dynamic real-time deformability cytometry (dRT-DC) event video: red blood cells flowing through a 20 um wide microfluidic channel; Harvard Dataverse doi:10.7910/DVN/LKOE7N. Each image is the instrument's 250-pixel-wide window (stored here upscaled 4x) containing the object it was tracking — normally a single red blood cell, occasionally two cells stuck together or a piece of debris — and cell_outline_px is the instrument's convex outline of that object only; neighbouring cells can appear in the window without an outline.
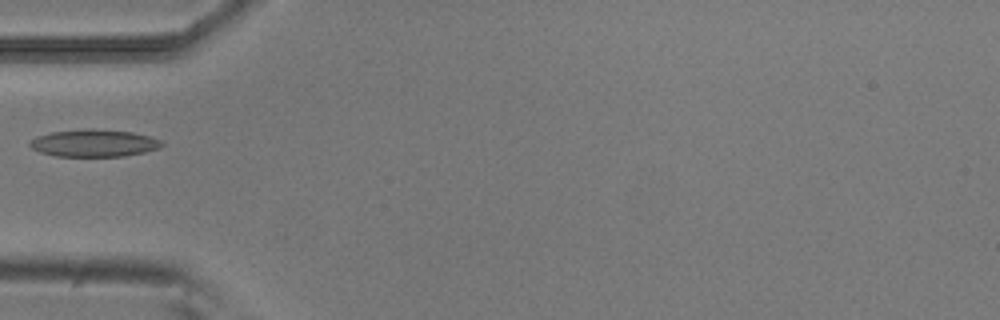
{"species": "common noctule bat (a hibernating species)", "species_latin": "Nyctalus noctula", "temperature_condition": "room temperature", "stored_images_in_passage": 36, "camera_frame_rate_fps": 3000, "um_per_image_px": 0.085, "animal": {"sex": "male", "body_mass_g": 20.5, "forearm_length_mm": 52.5}, "frame": {"image": 1, "passage_image": 1, "time_ms": 0.0, "image_size_px": [1000, 320], "cell_outline_px": [[164, 144], [160, 148], [144, 152], [124, 156], [56, 156], [40, 152], [32, 148], [28, 144], [28, 140], [36, 136], [52, 132], [84, 128], [92, 128], [132, 132], [148, 136], [160, 140]], "centroid_in_image_um": [7.95, 12.15], "position_along_channel_um": 77.0, "area_um2": 21.1}}
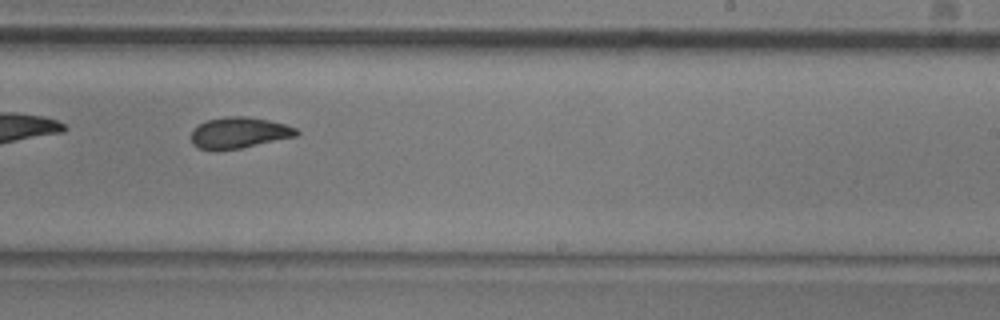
{"frame": {"image": 2, "passage_image": 16, "time_ms": 5.0, "image_size_px": [1000, 320], "cell_outline_px": [[300, 132], [296, 136], [240, 148], [200, 148], [192, 144], [192, 128], [208, 120], [228, 116], [248, 116], [268, 120], [284, 124], [296, 128]], "centroid_in_image_um": [20.34, 11.25], "position_along_channel_um": 268.7, "area_um2": 18.55}}
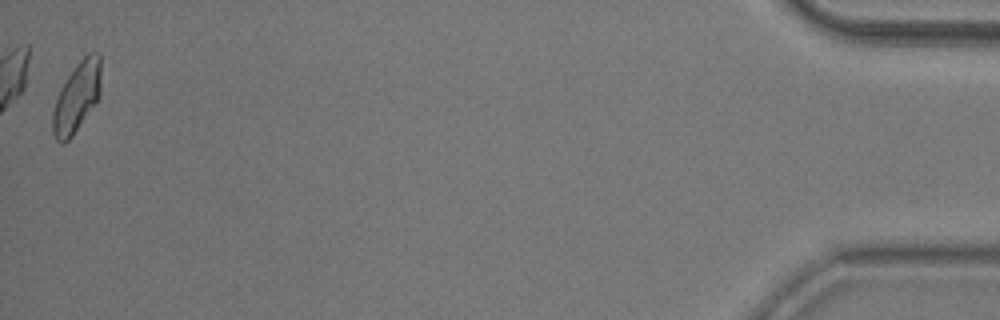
{"frame": {"image": 3, "passage_image": 36, "time_ms": 11.667, "image_size_px": [1000, 320], "cell_outline_px": [[100, 96], [72, 136], [68, 140], [60, 144], [56, 140], [52, 132], [52, 112], [60, 88], [76, 64], [88, 52], [100, 52]], "centroid_in_image_um": [6.52, 8.25], "position_along_channel_um": 428.7, "area_um2": 19.59}}